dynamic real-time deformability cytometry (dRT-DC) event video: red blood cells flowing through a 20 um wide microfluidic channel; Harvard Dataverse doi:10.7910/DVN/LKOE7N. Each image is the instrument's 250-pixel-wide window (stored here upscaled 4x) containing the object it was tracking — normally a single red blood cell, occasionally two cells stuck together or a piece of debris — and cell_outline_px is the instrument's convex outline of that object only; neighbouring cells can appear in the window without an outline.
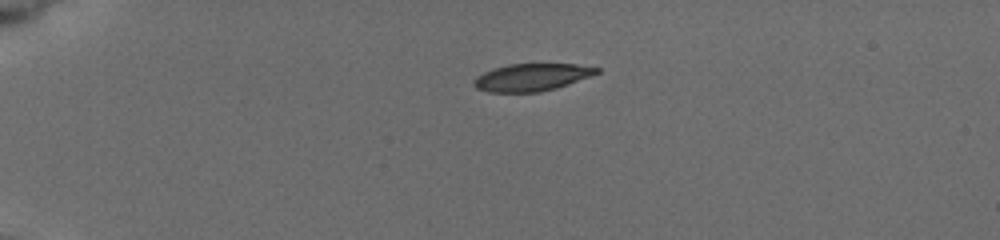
{"species": "common noctule bat (a hibernating species)", "species_latin": "Nyctalus noctula", "temperature_condition": "cold", "stored_images_in_passage": 4, "camera_frame_rate_fps": 3000, "um_per_image_px": 0.085, "animal": {"sex": "female", "body_mass_g": 19.5, "forearm_length_mm": 54.1}, "frame": {"image": 1, "passage_image": 1, "time_ms": 0.0, "image_size_px": [1000, 240], "cell_outline_px": [[600, 72], [556, 88], [540, 92], [488, 92], [476, 88], [472, 84], [472, 80], [476, 76], [484, 72], [508, 64], [576, 64], [600, 68]], "centroid_in_image_um": [45.15, 6.57], "position_along_channel_um": 39.8, "area_um2": 19.48}}
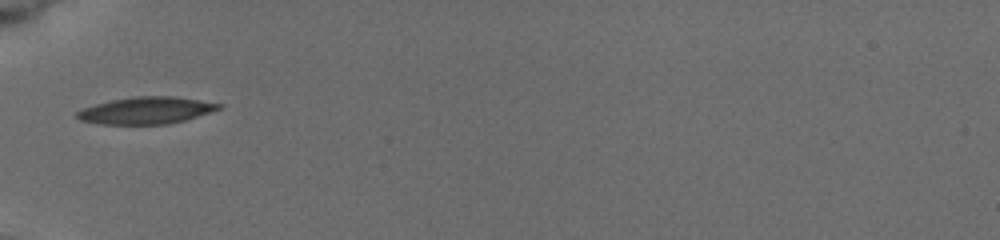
{"frame": {"image": 2, "passage_image": 3, "time_ms": 2.333, "image_size_px": [1000, 240], "cell_outline_px": [[224, 104], [220, 108], [184, 120], [168, 124], [100, 124], [80, 120], [76, 116], [76, 112], [84, 108], [96, 104], [112, 100], [132, 96], [176, 96]], "centroid_in_image_um": [12.41, 9.38], "position_along_channel_um": 72.6, "area_um2": 22.08}}